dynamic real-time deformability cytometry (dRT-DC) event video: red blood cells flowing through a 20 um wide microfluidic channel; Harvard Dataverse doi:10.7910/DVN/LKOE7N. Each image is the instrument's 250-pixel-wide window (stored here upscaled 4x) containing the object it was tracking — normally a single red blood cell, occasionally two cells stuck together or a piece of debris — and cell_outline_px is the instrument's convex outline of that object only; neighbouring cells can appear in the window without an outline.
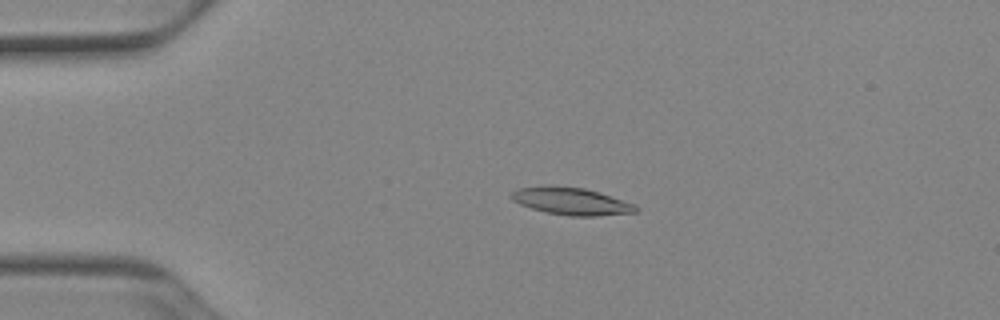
{"species": "Egyptian fruit bat (a non-hibernating species)", "species_latin": "Rousettus aegyptiacus", "temperature_condition": "cold", "stored_images_in_passage": 51, "camera_frame_rate_fps": 3000, "um_per_image_px": 0.085, "animal": {"sex": "female"}, "frame": {"image": 1, "passage_image": 11, "time_ms": 3.333, "image_size_px": [1000, 320], "cell_outline_px": [[640, 208], [636, 212], [596, 216], [568, 216], [544, 212], [520, 204], [512, 200], [508, 196], [516, 188], [584, 188], [600, 192], [636, 204]], "centroid_in_image_um": [48.63, 17.15], "position_along_channel_um": 36.4, "area_um2": 19.31}}
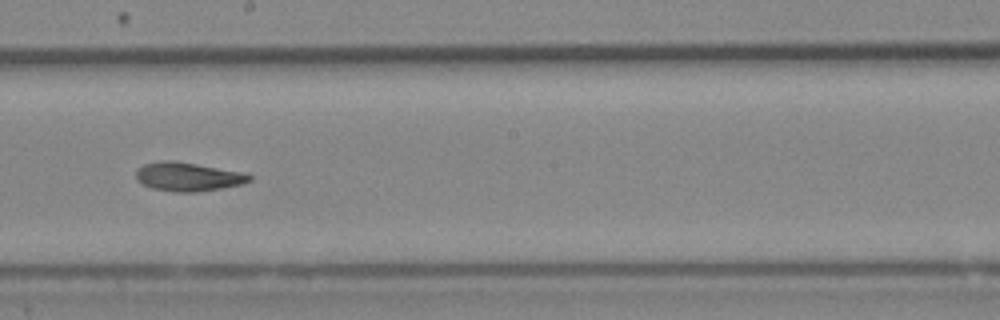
{"frame": {"image": 2, "passage_image": 29, "time_ms": 9.333, "image_size_px": [1000, 320], "cell_outline_px": [[252, 180], [240, 184], [220, 188], [196, 192], [176, 192], [152, 188], [136, 180], [136, 168], [144, 164], [160, 160], [172, 160], [244, 172], [252, 176]], "centroid_in_image_um": [15.95, 15.01], "position_along_channel_um": 232.2, "area_um2": 18.96}}
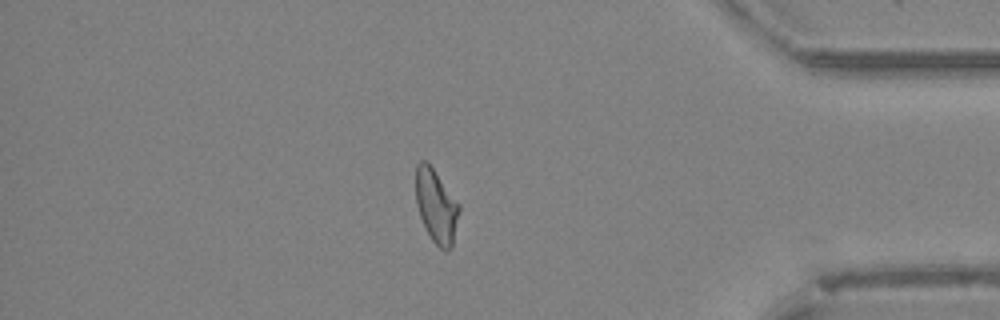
{"frame": {"image": 3, "passage_image": 44, "time_ms": 14.333, "image_size_px": [1000, 320], "cell_outline_px": [[460, 212], [452, 248], [448, 252], [440, 248], [432, 240], [420, 216], [416, 204], [416, 164], [420, 160], [428, 160], [460, 204]], "centroid_in_image_um": [37.1, 17.49], "position_along_channel_um": 398.1, "area_um2": 18.9}, "authors_computed_cell_mechanics": {"area_um2": 19.0162, "velocity_mm_per_s": 3.9267, "shape_relaxation_time_tau1_ms": 7.7154, "shape_relaxation_time_tau2_ms": null, "deformation_change_tau1": 0.2053, "deformation_change_tau2": null}}